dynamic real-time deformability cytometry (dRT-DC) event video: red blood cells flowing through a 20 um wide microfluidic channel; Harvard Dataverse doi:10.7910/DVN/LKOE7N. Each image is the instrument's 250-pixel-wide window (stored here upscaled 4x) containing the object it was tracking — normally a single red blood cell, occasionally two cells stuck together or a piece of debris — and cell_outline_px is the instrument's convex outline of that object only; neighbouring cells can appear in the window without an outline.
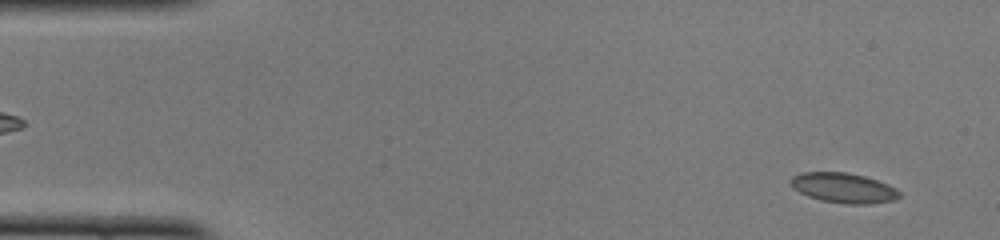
{"species": "common noctule bat (a hibernating species)", "species_latin": "Nyctalus noctula", "temperature_condition": "cold", "stored_images_in_passage": 50, "camera_frame_rate_fps": 3000, "um_per_image_px": 0.085, "animal": {"sex": "female", "body_mass_g": 22.0, "forearm_length_mm": 56.7}, "frame": {"image": 1, "passage_image": 3, "time_ms": 0.667, "image_size_px": [1000, 240], "cell_outline_px": [[900, 196], [896, 200], [872, 204], [848, 204], [820, 200], [808, 196], [792, 188], [788, 184], [788, 180], [792, 176], [804, 172], [844, 172], [864, 176], [888, 184], [896, 188], [900, 192]], "centroid_in_image_um": [71.68, 15.98], "position_along_channel_um": 13.3, "area_um2": 19.19}}
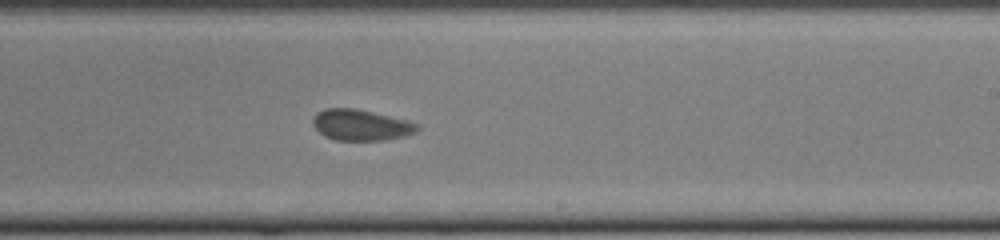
{"frame": {"image": 2, "passage_image": 30, "time_ms": 9.667, "image_size_px": [1000, 240], "cell_outline_px": [[420, 128], [416, 132], [404, 136], [384, 140], [336, 140], [324, 136], [312, 124], [312, 120], [324, 108], [356, 108], [408, 120], [416, 124]], "centroid_in_image_um": [30.69, 10.62], "position_along_channel_um": 258.3, "area_um2": 18.73}}
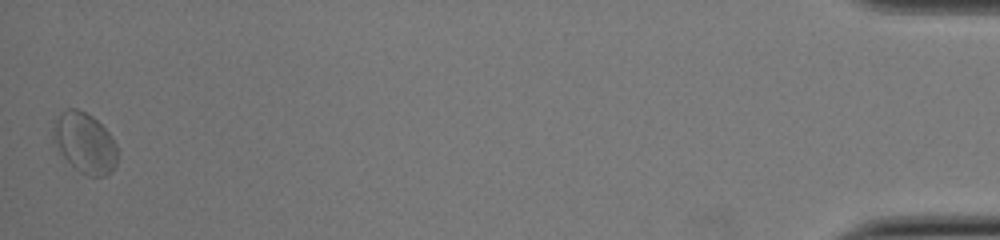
{"frame": {"image": 3, "passage_image": 50, "time_ms": 16.333, "image_size_px": [1000, 240], "cell_outline_px": [[120, 156], [116, 164], [104, 176], [88, 176], [80, 172], [60, 152], [52, 140], [52, 132], [56, 120], [60, 112], [68, 108], [76, 108], [92, 116], [112, 136], [116, 144]], "centroid_in_image_um": [7.22, 12.13], "position_along_channel_um": 428.0, "area_um2": 22.48}, "authors_computed_cell_mechanics": {"area_um2": 18.9006, "velocity_mm_per_s": 3.9327, "shape_relaxation_time_tau1_ms": 3.0353, "shape_relaxation_time_tau2_ms": 0.9105, "deformation_change_tau1": 0.0463, "deformation_change_tau2": 0.0438}}